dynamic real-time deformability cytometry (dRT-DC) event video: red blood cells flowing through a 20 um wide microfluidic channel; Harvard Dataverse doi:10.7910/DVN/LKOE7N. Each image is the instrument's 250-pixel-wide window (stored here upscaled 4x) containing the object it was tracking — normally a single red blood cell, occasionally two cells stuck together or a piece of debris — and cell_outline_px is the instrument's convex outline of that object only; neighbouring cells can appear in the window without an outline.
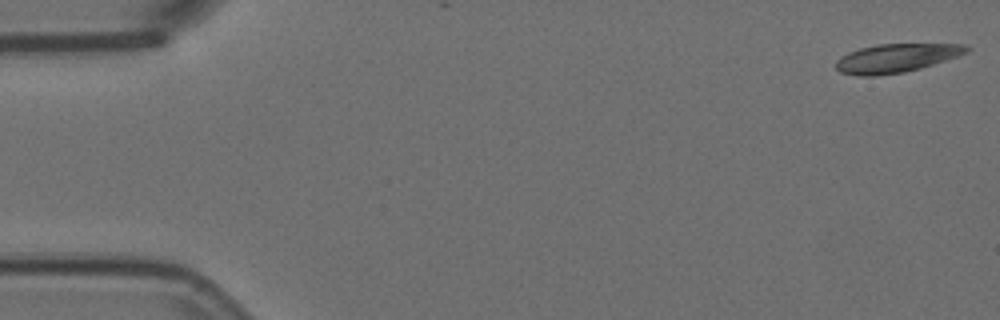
{"species": "Egyptian fruit bat (a non-hibernating species)", "species_latin": "Rousettus aegyptiacus", "temperature_condition": "room temperature", "stored_images_in_passage": 4, "camera_frame_rate_fps": 3000, "um_per_image_px": 0.085, "animal": {"sex": "female"}, "frame": {"image": 1, "passage_image": 1, "time_ms": 0.0, "image_size_px": [1000, 320], "cell_outline_px": [[972, 48], [968, 52], [920, 68], [904, 72], [876, 76], [856, 76], [840, 72], [836, 68], [836, 60], [840, 56], [848, 52], [860, 48], [876, 44], [968, 44]], "centroid_in_image_um": [76.15, 4.93], "position_along_channel_um": 8.9, "area_um2": 21.85}}